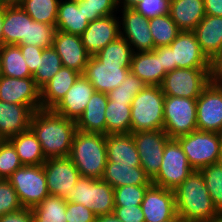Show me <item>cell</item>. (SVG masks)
<instances>
[{"mask_svg": "<svg viewBox=\"0 0 222 222\" xmlns=\"http://www.w3.org/2000/svg\"><path fill=\"white\" fill-rule=\"evenodd\" d=\"M30 129L40 142L46 159L69 156L77 131L76 121L52 109H39L32 114Z\"/></svg>", "mask_w": 222, "mask_h": 222, "instance_id": "1", "label": "cell"}, {"mask_svg": "<svg viewBox=\"0 0 222 222\" xmlns=\"http://www.w3.org/2000/svg\"><path fill=\"white\" fill-rule=\"evenodd\" d=\"M173 191L176 212L185 222H207L221 216L200 171L194 170Z\"/></svg>", "mask_w": 222, "mask_h": 222, "instance_id": "2", "label": "cell"}, {"mask_svg": "<svg viewBox=\"0 0 222 222\" xmlns=\"http://www.w3.org/2000/svg\"><path fill=\"white\" fill-rule=\"evenodd\" d=\"M69 158L80 176L101 179L107 163L106 135L77 130Z\"/></svg>", "mask_w": 222, "mask_h": 222, "instance_id": "3", "label": "cell"}, {"mask_svg": "<svg viewBox=\"0 0 222 222\" xmlns=\"http://www.w3.org/2000/svg\"><path fill=\"white\" fill-rule=\"evenodd\" d=\"M165 95L161 86L147 85L131 103V133L163 130Z\"/></svg>", "mask_w": 222, "mask_h": 222, "instance_id": "4", "label": "cell"}, {"mask_svg": "<svg viewBox=\"0 0 222 222\" xmlns=\"http://www.w3.org/2000/svg\"><path fill=\"white\" fill-rule=\"evenodd\" d=\"M176 140L194 170L199 171L208 165L218 163L222 134L196 130L190 134L177 137Z\"/></svg>", "mask_w": 222, "mask_h": 222, "instance_id": "5", "label": "cell"}, {"mask_svg": "<svg viewBox=\"0 0 222 222\" xmlns=\"http://www.w3.org/2000/svg\"><path fill=\"white\" fill-rule=\"evenodd\" d=\"M24 208H33L49 195L43 165H23L8 178Z\"/></svg>", "mask_w": 222, "mask_h": 222, "instance_id": "6", "label": "cell"}, {"mask_svg": "<svg viewBox=\"0 0 222 222\" xmlns=\"http://www.w3.org/2000/svg\"><path fill=\"white\" fill-rule=\"evenodd\" d=\"M196 100L197 98L165 96L163 130L170 139L197 130Z\"/></svg>", "mask_w": 222, "mask_h": 222, "instance_id": "7", "label": "cell"}, {"mask_svg": "<svg viewBox=\"0 0 222 222\" xmlns=\"http://www.w3.org/2000/svg\"><path fill=\"white\" fill-rule=\"evenodd\" d=\"M210 83V68H176L161 84L165 96L198 98Z\"/></svg>", "mask_w": 222, "mask_h": 222, "instance_id": "8", "label": "cell"}, {"mask_svg": "<svg viewBox=\"0 0 222 222\" xmlns=\"http://www.w3.org/2000/svg\"><path fill=\"white\" fill-rule=\"evenodd\" d=\"M193 171L179 142L170 139L164 147L160 170L151 181L156 186L175 190Z\"/></svg>", "mask_w": 222, "mask_h": 222, "instance_id": "9", "label": "cell"}, {"mask_svg": "<svg viewBox=\"0 0 222 222\" xmlns=\"http://www.w3.org/2000/svg\"><path fill=\"white\" fill-rule=\"evenodd\" d=\"M139 157L140 165L152 180L159 172L164 147L170 137L164 130L139 131L132 133Z\"/></svg>", "mask_w": 222, "mask_h": 222, "instance_id": "10", "label": "cell"}, {"mask_svg": "<svg viewBox=\"0 0 222 222\" xmlns=\"http://www.w3.org/2000/svg\"><path fill=\"white\" fill-rule=\"evenodd\" d=\"M49 195L66 200L80 178V173L69 156L48 158L43 164Z\"/></svg>", "mask_w": 222, "mask_h": 222, "instance_id": "11", "label": "cell"}, {"mask_svg": "<svg viewBox=\"0 0 222 222\" xmlns=\"http://www.w3.org/2000/svg\"><path fill=\"white\" fill-rule=\"evenodd\" d=\"M121 13L120 32L132 47L133 53L152 51L154 39L149 28V18L137 12L134 8L119 9Z\"/></svg>", "mask_w": 222, "mask_h": 222, "instance_id": "12", "label": "cell"}, {"mask_svg": "<svg viewBox=\"0 0 222 222\" xmlns=\"http://www.w3.org/2000/svg\"><path fill=\"white\" fill-rule=\"evenodd\" d=\"M197 130L222 134V86L209 83L196 100Z\"/></svg>", "mask_w": 222, "mask_h": 222, "instance_id": "13", "label": "cell"}, {"mask_svg": "<svg viewBox=\"0 0 222 222\" xmlns=\"http://www.w3.org/2000/svg\"><path fill=\"white\" fill-rule=\"evenodd\" d=\"M0 100L27 105L34 111L42 109L41 89L32 77L13 78L0 75Z\"/></svg>", "mask_w": 222, "mask_h": 222, "instance_id": "14", "label": "cell"}, {"mask_svg": "<svg viewBox=\"0 0 222 222\" xmlns=\"http://www.w3.org/2000/svg\"><path fill=\"white\" fill-rule=\"evenodd\" d=\"M172 64L176 68H210V60L201 51L193 31H181L171 42Z\"/></svg>", "mask_w": 222, "mask_h": 222, "instance_id": "15", "label": "cell"}, {"mask_svg": "<svg viewBox=\"0 0 222 222\" xmlns=\"http://www.w3.org/2000/svg\"><path fill=\"white\" fill-rule=\"evenodd\" d=\"M116 15L89 22L87 29L82 33V43L91 56L121 36L119 19L121 15L118 17Z\"/></svg>", "mask_w": 222, "mask_h": 222, "instance_id": "16", "label": "cell"}, {"mask_svg": "<svg viewBox=\"0 0 222 222\" xmlns=\"http://www.w3.org/2000/svg\"><path fill=\"white\" fill-rule=\"evenodd\" d=\"M145 222H164L173 218L176 212L174 191L151 184L141 203Z\"/></svg>", "mask_w": 222, "mask_h": 222, "instance_id": "17", "label": "cell"}, {"mask_svg": "<svg viewBox=\"0 0 222 222\" xmlns=\"http://www.w3.org/2000/svg\"><path fill=\"white\" fill-rule=\"evenodd\" d=\"M129 73L130 68L104 64L91 56L82 75L90 81L96 92L108 94L111 90L120 86Z\"/></svg>", "mask_w": 222, "mask_h": 222, "instance_id": "18", "label": "cell"}, {"mask_svg": "<svg viewBox=\"0 0 222 222\" xmlns=\"http://www.w3.org/2000/svg\"><path fill=\"white\" fill-rule=\"evenodd\" d=\"M53 47L61 58L62 66L83 74L91 55L85 49L81 36L56 30Z\"/></svg>", "mask_w": 222, "mask_h": 222, "instance_id": "19", "label": "cell"}, {"mask_svg": "<svg viewBox=\"0 0 222 222\" xmlns=\"http://www.w3.org/2000/svg\"><path fill=\"white\" fill-rule=\"evenodd\" d=\"M94 92L93 85L81 74L52 110L65 118L77 121Z\"/></svg>", "mask_w": 222, "mask_h": 222, "instance_id": "20", "label": "cell"}, {"mask_svg": "<svg viewBox=\"0 0 222 222\" xmlns=\"http://www.w3.org/2000/svg\"><path fill=\"white\" fill-rule=\"evenodd\" d=\"M33 112L30 106L0 100V139L8 140L29 130Z\"/></svg>", "mask_w": 222, "mask_h": 222, "instance_id": "21", "label": "cell"}, {"mask_svg": "<svg viewBox=\"0 0 222 222\" xmlns=\"http://www.w3.org/2000/svg\"><path fill=\"white\" fill-rule=\"evenodd\" d=\"M193 32L210 61L222 52V16L205 15Z\"/></svg>", "mask_w": 222, "mask_h": 222, "instance_id": "22", "label": "cell"}, {"mask_svg": "<svg viewBox=\"0 0 222 222\" xmlns=\"http://www.w3.org/2000/svg\"><path fill=\"white\" fill-rule=\"evenodd\" d=\"M107 104V94L95 91L91 96L86 109L76 121L77 130L106 135L105 111Z\"/></svg>", "mask_w": 222, "mask_h": 222, "instance_id": "23", "label": "cell"}, {"mask_svg": "<svg viewBox=\"0 0 222 222\" xmlns=\"http://www.w3.org/2000/svg\"><path fill=\"white\" fill-rule=\"evenodd\" d=\"M130 72L150 86H161L167 74L154 50L133 53Z\"/></svg>", "mask_w": 222, "mask_h": 222, "instance_id": "24", "label": "cell"}, {"mask_svg": "<svg viewBox=\"0 0 222 222\" xmlns=\"http://www.w3.org/2000/svg\"><path fill=\"white\" fill-rule=\"evenodd\" d=\"M107 162L140 167V157L132 133L106 135Z\"/></svg>", "mask_w": 222, "mask_h": 222, "instance_id": "25", "label": "cell"}, {"mask_svg": "<svg viewBox=\"0 0 222 222\" xmlns=\"http://www.w3.org/2000/svg\"><path fill=\"white\" fill-rule=\"evenodd\" d=\"M81 73L62 68L41 88L42 109H53L76 82Z\"/></svg>", "mask_w": 222, "mask_h": 222, "instance_id": "26", "label": "cell"}, {"mask_svg": "<svg viewBox=\"0 0 222 222\" xmlns=\"http://www.w3.org/2000/svg\"><path fill=\"white\" fill-rule=\"evenodd\" d=\"M169 14L180 31H194L205 17L203 0H170Z\"/></svg>", "mask_w": 222, "mask_h": 222, "instance_id": "27", "label": "cell"}, {"mask_svg": "<svg viewBox=\"0 0 222 222\" xmlns=\"http://www.w3.org/2000/svg\"><path fill=\"white\" fill-rule=\"evenodd\" d=\"M101 180L112 188L126 185H151V179L144 169L132 165H119L118 162H107Z\"/></svg>", "mask_w": 222, "mask_h": 222, "instance_id": "28", "label": "cell"}, {"mask_svg": "<svg viewBox=\"0 0 222 222\" xmlns=\"http://www.w3.org/2000/svg\"><path fill=\"white\" fill-rule=\"evenodd\" d=\"M28 14L21 6L3 7V45L27 41Z\"/></svg>", "mask_w": 222, "mask_h": 222, "instance_id": "29", "label": "cell"}, {"mask_svg": "<svg viewBox=\"0 0 222 222\" xmlns=\"http://www.w3.org/2000/svg\"><path fill=\"white\" fill-rule=\"evenodd\" d=\"M89 21L83 13V2L60 0L56 21V30L81 36L87 29Z\"/></svg>", "mask_w": 222, "mask_h": 222, "instance_id": "30", "label": "cell"}, {"mask_svg": "<svg viewBox=\"0 0 222 222\" xmlns=\"http://www.w3.org/2000/svg\"><path fill=\"white\" fill-rule=\"evenodd\" d=\"M15 148L22 165H43L47 160L41 144L31 129L8 139Z\"/></svg>", "mask_w": 222, "mask_h": 222, "instance_id": "31", "label": "cell"}, {"mask_svg": "<svg viewBox=\"0 0 222 222\" xmlns=\"http://www.w3.org/2000/svg\"><path fill=\"white\" fill-rule=\"evenodd\" d=\"M0 75L13 78L32 77L18 45L0 47Z\"/></svg>", "mask_w": 222, "mask_h": 222, "instance_id": "32", "label": "cell"}, {"mask_svg": "<svg viewBox=\"0 0 222 222\" xmlns=\"http://www.w3.org/2000/svg\"><path fill=\"white\" fill-rule=\"evenodd\" d=\"M131 103L108 99L105 111L106 135L131 133Z\"/></svg>", "mask_w": 222, "mask_h": 222, "instance_id": "33", "label": "cell"}, {"mask_svg": "<svg viewBox=\"0 0 222 222\" xmlns=\"http://www.w3.org/2000/svg\"><path fill=\"white\" fill-rule=\"evenodd\" d=\"M132 56V47L121 36L94 55L101 63L121 65L123 68H130Z\"/></svg>", "mask_w": 222, "mask_h": 222, "instance_id": "34", "label": "cell"}, {"mask_svg": "<svg viewBox=\"0 0 222 222\" xmlns=\"http://www.w3.org/2000/svg\"><path fill=\"white\" fill-rule=\"evenodd\" d=\"M149 28L154 39V49L169 46L181 32L169 13L149 18Z\"/></svg>", "mask_w": 222, "mask_h": 222, "instance_id": "35", "label": "cell"}, {"mask_svg": "<svg viewBox=\"0 0 222 222\" xmlns=\"http://www.w3.org/2000/svg\"><path fill=\"white\" fill-rule=\"evenodd\" d=\"M60 0H22L20 6L34 20L56 25Z\"/></svg>", "mask_w": 222, "mask_h": 222, "instance_id": "36", "label": "cell"}, {"mask_svg": "<svg viewBox=\"0 0 222 222\" xmlns=\"http://www.w3.org/2000/svg\"><path fill=\"white\" fill-rule=\"evenodd\" d=\"M67 201L57 195H48L32 208L35 221L66 222Z\"/></svg>", "mask_w": 222, "mask_h": 222, "instance_id": "37", "label": "cell"}, {"mask_svg": "<svg viewBox=\"0 0 222 222\" xmlns=\"http://www.w3.org/2000/svg\"><path fill=\"white\" fill-rule=\"evenodd\" d=\"M92 211L96 216L111 214L114 211V188L101 179L92 178Z\"/></svg>", "mask_w": 222, "mask_h": 222, "instance_id": "38", "label": "cell"}, {"mask_svg": "<svg viewBox=\"0 0 222 222\" xmlns=\"http://www.w3.org/2000/svg\"><path fill=\"white\" fill-rule=\"evenodd\" d=\"M61 68V58L54 47L44 48L41 57H39V66L32 74V78L41 89Z\"/></svg>", "mask_w": 222, "mask_h": 222, "instance_id": "39", "label": "cell"}, {"mask_svg": "<svg viewBox=\"0 0 222 222\" xmlns=\"http://www.w3.org/2000/svg\"><path fill=\"white\" fill-rule=\"evenodd\" d=\"M56 25H50L34 21L28 15V31L26 45L47 48L53 46Z\"/></svg>", "mask_w": 222, "mask_h": 222, "instance_id": "40", "label": "cell"}, {"mask_svg": "<svg viewBox=\"0 0 222 222\" xmlns=\"http://www.w3.org/2000/svg\"><path fill=\"white\" fill-rule=\"evenodd\" d=\"M199 171L204 177L216 210L222 215V165L219 163L211 164Z\"/></svg>", "mask_w": 222, "mask_h": 222, "instance_id": "41", "label": "cell"}, {"mask_svg": "<svg viewBox=\"0 0 222 222\" xmlns=\"http://www.w3.org/2000/svg\"><path fill=\"white\" fill-rule=\"evenodd\" d=\"M146 86L139 77L130 72L122 84L111 90L107 96L111 101L132 102L134 97Z\"/></svg>", "mask_w": 222, "mask_h": 222, "instance_id": "42", "label": "cell"}, {"mask_svg": "<svg viewBox=\"0 0 222 222\" xmlns=\"http://www.w3.org/2000/svg\"><path fill=\"white\" fill-rule=\"evenodd\" d=\"M23 165L9 140L0 141V179H8L11 174Z\"/></svg>", "mask_w": 222, "mask_h": 222, "instance_id": "43", "label": "cell"}, {"mask_svg": "<svg viewBox=\"0 0 222 222\" xmlns=\"http://www.w3.org/2000/svg\"><path fill=\"white\" fill-rule=\"evenodd\" d=\"M149 186L150 185H126L114 188L115 206L141 205Z\"/></svg>", "mask_w": 222, "mask_h": 222, "instance_id": "44", "label": "cell"}, {"mask_svg": "<svg viewBox=\"0 0 222 222\" xmlns=\"http://www.w3.org/2000/svg\"><path fill=\"white\" fill-rule=\"evenodd\" d=\"M117 0H86L83 2V13L89 22L118 14Z\"/></svg>", "mask_w": 222, "mask_h": 222, "instance_id": "45", "label": "cell"}, {"mask_svg": "<svg viewBox=\"0 0 222 222\" xmlns=\"http://www.w3.org/2000/svg\"><path fill=\"white\" fill-rule=\"evenodd\" d=\"M23 208L14 187L8 179H0V216Z\"/></svg>", "mask_w": 222, "mask_h": 222, "instance_id": "46", "label": "cell"}, {"mask_svg": "<svg viewBox=\"0 0 222 222\" xmlns=\"http://www.w3.org/2000/svg\"><path fill=\"white\" fill-rule=\"evenodd\" d=\"M91 196L92 177L80 176V178L77 180V183L74 185L73 190L70 191L66 201L80 203L86 208L92 210Z\"/></svg>", "mask_w": 222, "mask_h": 222, "instance_id": "47", "label": "cell"}, {"mask_svg": "<svg viewBox=\"0 0 222 222\" xmlns=\"http://www.w3.org/2000/svg\"><path fill=\"white\" fill-rule=\"evenodd\" d=\"M170 0H140L134 9L147 18L169 13Z\"/></svg>", "mask_w": 222, "mask_h": 222, "instance_id": "48", "label": "cell"}, {"mask_svg": "<svg viewBox=\"0 0 222 222\" xmlns=\"http://www.w3.org/2000/svg\"><path fill=\"white\" fill-rule=\"evenodd\" d=\"M66 222H95L96 215L80 203L67 201Z\"/></svg>", "mask_w": 222, "mask_h": 222, "instance_id": "49", "label": "cell"}, {"mask_svg": "<svg viewBox=\"0 0 222 222\" xmlns=\"http://www.w3.org/2000/svg\"><path fill=\"white\" fill-rule=\"evenodd\" d=\"M113 213L122 222H145L141 205L138 206H115Z\"/></svg>", "mask_w": 222, "mask_h": 222, "instance_id": "50", "label": "cell"}, {"mask_svg": "<svg viewBox=\"0 0 222 222\" xmlns=\"http://www.w3.org/2000/svg\"><path fill=\"white\" fill-rule=\"evenodd\" d=\"M17 45L20 47L30 73L33 74L39 66V57L42 55L43 48L26 44Z\"/></svg>", "mask_w": 222, "mask_h": 222, "instance_id": "51", "label": "cell"}, {"mask_svg": "<svg viewBox=\"0 0 222 222\" xmlns=\"http://www.w3.org/2000/svg\"><path fill=\"white\" fill-rule=\"evenodd\" d=\"M34 214L32 208H22L13 213H7L0 216V222H34Z\"/></svg>", "mask_w": 222, "mask_h": 222, "instance_id": "52", "label": "cell"}, {"mask_svg": "<svg viewBox=\"0 0 222 222\" xmlns=\"http://www.w3.org/2000/svg\"><path fill=\"white\" fill-rule=\"evenodd\" d=\"M210 82L222 86V52L210 61Z\"/></svg>", "mask_w": 222, "mask_h": 222, "instance_id": "53", "label": "cell"}, {"mask_svg": "<svg viewBox=\"0 0 222 222\" xmlns=\"http://www.w3.org/2000/svg\"><path fill=\"white\" fill-rule=\"evenodd\" d=\"M153 50L160 56V63L166 73L174 70V64H172V49L169 46H160Z\"/></svg>", "mask_w": 222, "mask_h": 222, "instance_id": "54", "label": "cell"}, {"mask_svg": "<svg viewBox=\"0 0 222 222\" xmlns=\"http://www.w3.org/2000/svg\"><path fill=\"white\" fill-rule=\"evenodd\" d=\"M206 15L222 16V0H203Z\"/></svg>", "mask_w": 222, "mask_h": 222, "instance_id": "55", "label": "cell"}, {"mask_svg": "<svg viewBox=\"0 0 222 222\" xmlns=\"http://www.w3.org/2000/svg\"><path fill=\"white\" fill-rule=\"evenodd\" d=\"M95 222H122L114 213L96 216Z\"/></svg>", "mask_w": 222, "mask_h": 222, "instance_id": "56", "label": "cell"}, {"mask_svg": "<svg viewBox=\"0 0 222 222\" xmlns=\"http://www.w3.org/2000/svg\"><path fill=\"white\" fill-rule=\"evenodd\" d=\"M140 0H117L119 9L134 8Z\"/></svg>", "mask_w": 222, "mask_h": 222, "instance_id": "57", "label": "cell"}, {"mask_svg": "<svg viewBox=\"0 0 222 222\" xmlns=\"http://www.w3.org/2000/svg\"><path fill=\"white\" fill-rule=\"evenodd\" d=\"M22 0H0L1 7L20 6Z\"/></svg>", "mask_w": 222, "mask_h": 222, "instance_id": "58", "label": "cell"}, {"mask_svg": "<svg viewBox=\"0 0 222 222\" xmlns=\"http://www.w3.org/2000/svg\"><path fill=\"white\" fill-rule=\"evenodd\" d=\"M3 7L0 8V47L3 45Z\"/></svg>", "mask_w": 222, "mask_h": 222, "instance_id": "59", "label": "cell"}, {"mask_svg": "<svg viewBox=\"0 0 222 222\" xmlns=\"http://www.w3.org/2000/svg\"><path fill=\"white\" fill-rule=\"evenodd\" d=\"M164 222H185L178 214H176L173 218L166 220Z\"/></svg>", "mask_w": 222, "mask_h": 222, "instance_id": "60", "label": "cell"}, {"mask_svg": "<svg viewBox=\"0 0 222 222\" xmlns=\"http://www.w3.org/2000/svg\"><path fill=\"white\" fill-rule=\"evenodd\" d=\"M207 222H222V215L219 216L218 218H215V219L207 221Z\"/></svg>", "mask_w": 222, "mask_h": 222, "instance_id": "61", "label": "cell"}, {"mask_svg": "<svg viewBox=\"0 0 222 222\" xmlns=\"http://www.w3.org/2000/svg\"><path fill=\"white\" fill-rule=\"evenodd\" d=\"M218 163H219L220 165H222V144H221L220 156H219Z\"/></svg>", "mask_w": 222, "mask_h": 222, "instance_id": "62", "label": "cell"}, {"mask_svg": "<svg viewBox=\"0 0 222 222\" xmlns=\"http://www.w3.org/2000/svg\"><path fill=\"white\" fill-rule=\"evenodd\" d=\"M70 1H73L75 3H81V2H85L86 0H70Z\"/></svg>", "mask_w": 222, "mask_h": 222, "instance_id": "63", "label": "cell"}]
</instances>
